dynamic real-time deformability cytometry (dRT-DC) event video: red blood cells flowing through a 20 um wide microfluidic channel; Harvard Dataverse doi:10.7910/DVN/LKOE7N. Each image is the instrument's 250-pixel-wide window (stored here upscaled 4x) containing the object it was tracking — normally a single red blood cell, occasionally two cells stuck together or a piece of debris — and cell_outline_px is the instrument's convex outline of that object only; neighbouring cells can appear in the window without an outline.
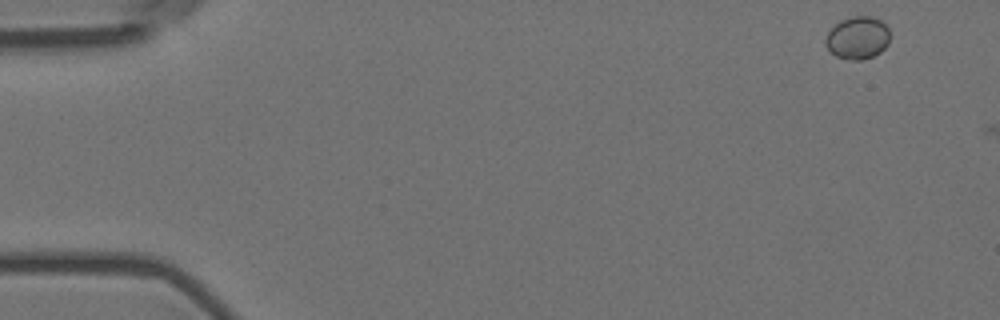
{"species": "Egyptian fruit bat (a non-hibernating species)", "species_latin": "Rousettus aegyptiacus", "temperature_condition": "room temperature", "stored_images_in_passage": 2, "camera_frame_rate_fps": 3000, "um_per_image_px": 0.085, "animal": {"sex": "female"}, "frame": {"image": 1, "passage_image": 1, "time_ms": 0.0, "image_size_px": [1000, 320], "cell_outline_px": [[888, 44], [880, 52], [872, 56], [860, 60], [852, 60], [836, 56], [824, 44], [824, 40], [828, 32], [840, 20], [852, 16], [872, 16], [880, 20], [888, 28]], "centroid_in_image_um": [72.88, 3.2], "position_along_channel_um": 12.1, "area_um2": 15.84}}